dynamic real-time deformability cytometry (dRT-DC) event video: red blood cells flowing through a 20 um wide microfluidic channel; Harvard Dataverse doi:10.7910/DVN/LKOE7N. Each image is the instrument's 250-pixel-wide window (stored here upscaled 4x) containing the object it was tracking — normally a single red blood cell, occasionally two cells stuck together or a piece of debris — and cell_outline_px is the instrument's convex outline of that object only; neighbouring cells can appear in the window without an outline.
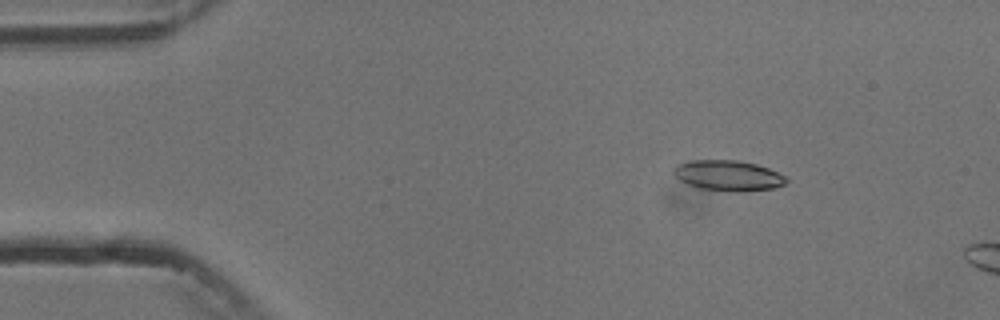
{"species": "common noctule bat (a hibernating species)", "species_latin": "Nyctalus noctula", "temperature_condition": "cold", "stored_images_in_passage": 4, "camera_frame_rate_fps": 3000, "um_per_image_px": 0.085, "animal": {"sex": "male", "body_mass_g": 13.3}, "frame": {"image": 1, "passage_image": 2, "time_ms": 1.0, "image_size_px": [1000, 320], "cell_outline_px": [[788, 180], [784, 184], [776, 188], [744, 192], [732, 192], [700, 188], [688, 184], [680, 180], [672, 172], [672, 168], [676, 164], [692, 160], [736, 160], [756, 164], [768, 168], [788, 176]], "centroid_in_image_um": [61.92, 14.93], "position_along_channel_um": 23.1, "area_um2": 20.29}}